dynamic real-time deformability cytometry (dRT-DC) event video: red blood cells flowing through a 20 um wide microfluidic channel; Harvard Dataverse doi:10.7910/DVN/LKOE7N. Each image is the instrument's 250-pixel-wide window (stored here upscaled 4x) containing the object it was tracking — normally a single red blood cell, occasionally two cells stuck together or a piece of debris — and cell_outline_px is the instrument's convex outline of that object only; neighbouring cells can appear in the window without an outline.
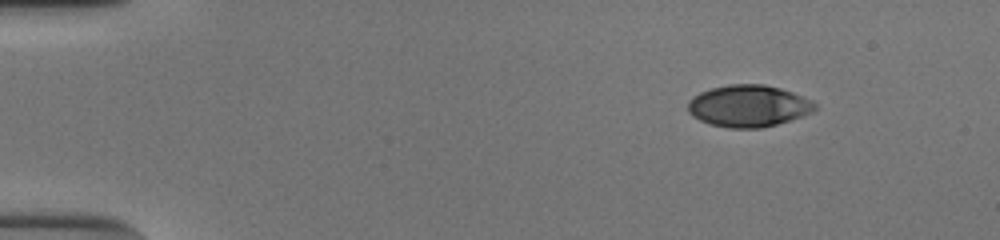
{"species": "human", "species_latin": "Homo sapiens", "temperature_condition": "cold", "stored_images_in_passage": 47, "camera_frame_rate_fps": 3000, "um_per_image_px": 0.085, "donor": {"sex": "male"}, "frame": {"image": 1, "passage_image": 1, "time_ms": 0.0, "image_size_px": [1000, 240], "cell_outline_px": [[816, 108], [812, 112], [776, 124], [760, 128], [728, 128], [708, 124], [692, 116], [688, 112], [688, 100], [692, 96], [700, 92], [712, 88], [728, 84], [764, 84], [780, 88], [792, 92], [812, 100], [816, 104]], "centroid_in_image_um": [63.58, 9.0], "position_along_channel_um": 21.4, "area_um2": 30.98}}
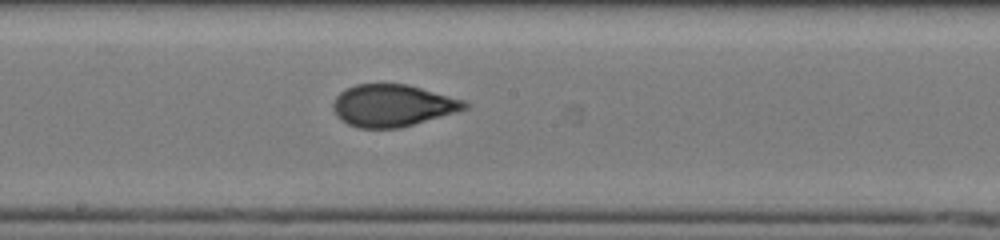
{"frame": {"image": 2, "passage_image": 24, "time_ms": 7.667, "image_size_px": [1000, 240], "cell_outline_px": [[468, 108], [456, 112], [400, 128], [360, 128], [348, 124], [340, 120], [336, 116], [332, 108], [332, 104], [336, 96], [340, 92], [356, 84], [404, 84], [420, 88], [464, 100], [468, 104]], "centroid_in_image_um": [33.33, 8.98], "position_along_channel_um": 214.9, "area_um2": 32.02}}
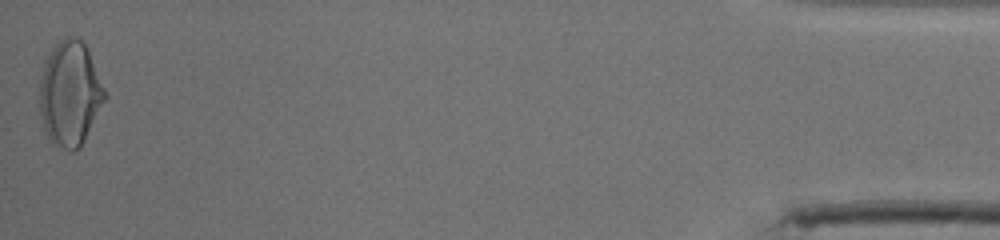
{"frame": {"image": 3, "passage_image": 47, "time_ms": 15.333, "image_size_px": [1000, 240], "cell_outline_px": [[108, 96], [80, 148], [72, 152], [52, 144], [48, 140], [44, 128], [40, 112], [40, 80], [44, 60], [56, 44], [64, 36], [72, 36], [80, 40], [88, 48]], "centroid_in_image_um": [5.96, 7.97], "position_along_channel_um": 429.2, "area_um2": 40.11}, "authors_computed_cell_mechanics": {"area_um2": 32.3102, "velocity_mm_per_s": 3.9072, "shape_relaxation_time_tau1_ms": 8.6251, "shape_relaxation_time_tau2_ms": 0.9603, "deformation_change_tau1": 0.2504, "deformation_change_tau2": 0.0526}}